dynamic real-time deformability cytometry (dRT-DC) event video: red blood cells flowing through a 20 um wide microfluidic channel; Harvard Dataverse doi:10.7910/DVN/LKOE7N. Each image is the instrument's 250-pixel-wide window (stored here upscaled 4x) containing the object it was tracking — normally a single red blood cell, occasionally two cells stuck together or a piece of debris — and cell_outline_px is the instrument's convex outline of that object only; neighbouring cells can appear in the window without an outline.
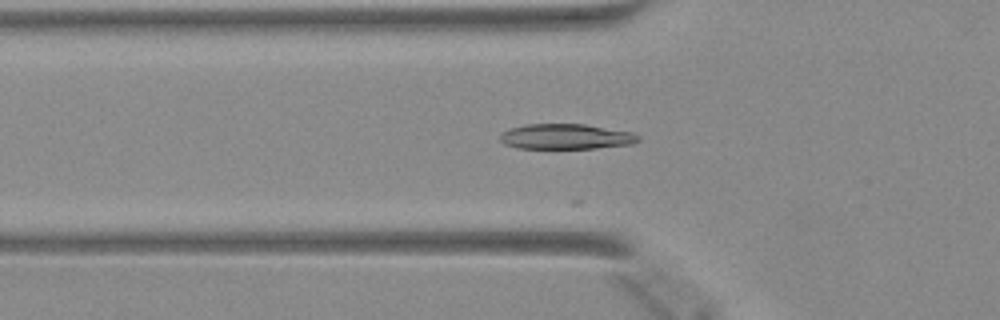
{"species": "Egyptian fruit bat (a non-hibernating species)", "species_latin": "Rousettus aegyptiacus", "temperature_condition": "warm", "stored_images_in_passage": 21, "camera_frame_rate_fps": 3000, "um_per_image_px": 0.085, "animal": {"sex": "female"}, "frame": {"image": 1, "passage_image": 13, "time_ms": 4.0, "image_size_px": [1000, 320], "cell_outline_px": [[640, 140], [632, 144], [596, 148], [516, 148], [504, 144], [500, 140], [500, 136], [504, 132], [512, 128], [524, 124], [584, 124], [632, 132], [640, 136]], "centroid_in_image_um": [48.12, 11.61], "position_along_channel_um": 77.7, "area_um2": 20.29}}
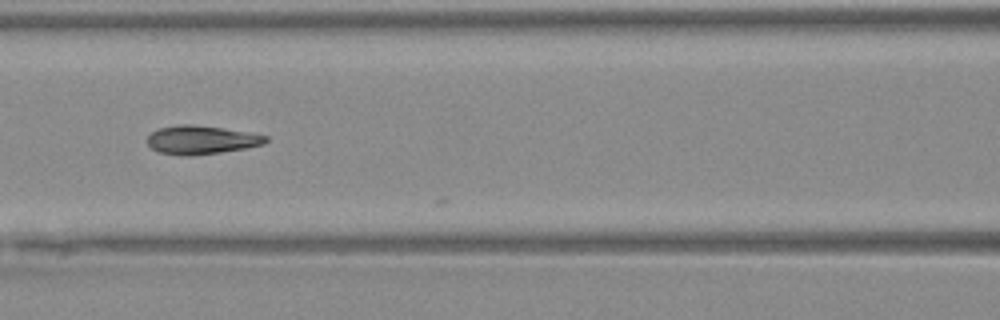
{"frame": {"image": 2, "passage_image": 18, "time_ms": 5.667, "image_size_px": [1000, 320], "cell_outline_px": [[268, 140], [264, 144], [244, 148], [220, 152], [192, 156], [184, 156], [160, 152], [152, 148], [148, 144], [148, 136], [152, 132], [160, 128], [180, 124], [192, 124], [220, 128], [268, 136]], "centroid_in_image_um": [17.09, 11.89], "position_along_channel_um": 149.5, "area_um2": 19.36}}